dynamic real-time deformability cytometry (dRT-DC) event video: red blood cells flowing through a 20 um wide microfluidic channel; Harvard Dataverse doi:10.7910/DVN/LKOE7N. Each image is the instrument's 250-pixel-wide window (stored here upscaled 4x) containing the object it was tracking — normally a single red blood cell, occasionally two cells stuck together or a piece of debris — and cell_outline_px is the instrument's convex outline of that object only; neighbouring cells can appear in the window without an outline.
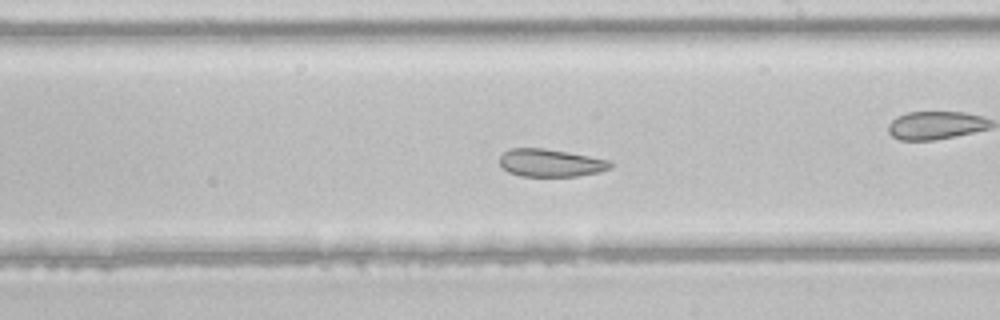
{"species": "common noctule bat (a hibernating species)", "species_latin": "Nyctalus noctula", "temperature_condition": "room temperature", "stored_images_in_passage": 47, "camera_frame_rate_fps": 3000, "um_per_image_px": 0.085, "animal": {"sex": "male", "body_mass_g": 21.5, "forearm_length_mm": 52.0}, "frame": {"image": 1, "passage_image": 27, "time_ms": 8.667, "image_size_px": [1000, 320], "cell_outline_px": [[612, 168], [600, 172], [576, 176], [520, 176], [508, 172], [500, 164], [500, 156], [508, 148], [544, 148], [568, 152], [612, 160]], "centroid_in_image_um": [46.83, 13.84], "position_along_channel_um": 242.2, "area_um2": 18.03}}